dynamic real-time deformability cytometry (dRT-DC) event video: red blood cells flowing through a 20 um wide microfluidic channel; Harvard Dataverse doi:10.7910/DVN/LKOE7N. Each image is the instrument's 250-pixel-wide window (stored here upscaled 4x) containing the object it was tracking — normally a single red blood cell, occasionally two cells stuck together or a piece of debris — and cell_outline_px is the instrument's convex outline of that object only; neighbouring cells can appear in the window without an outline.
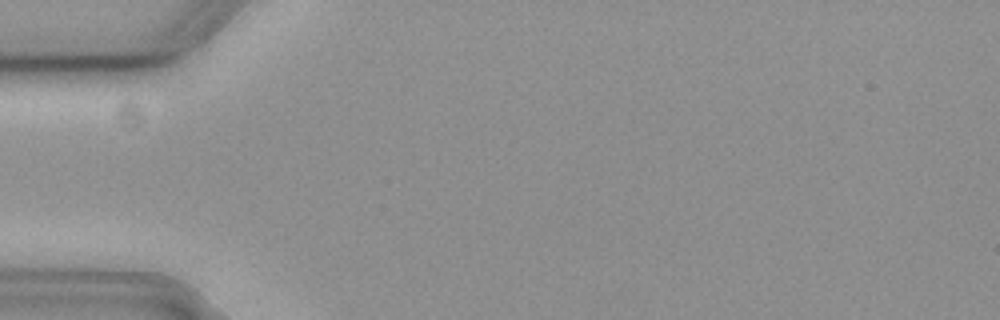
{"species": "common noctule bat (a hibernating species)", "species_latin": "Nyctalus noctula", "temperature_condition": "cold", "stored_images_in_passage": 2, "camera_frame_rate_fps": 3000, "um_per_image_px": 0.085, "animal": {"sex": "female", "body_mass_g": 19.3, "forearm_length_mm": 54.1}, "frame": {"image": 1, "passage_image": 1, "time_ms": 0.0, "image_size_px": [1000, 320], "cell_outline_px": [[196, 12], [184, 32], [172, 40], [128, 44], [104, 44], [92, 40]], "centroid_in_image_um": [12.82, 2.73], "position_along_channel_um": 72.2, "area_um2": 10.12}}